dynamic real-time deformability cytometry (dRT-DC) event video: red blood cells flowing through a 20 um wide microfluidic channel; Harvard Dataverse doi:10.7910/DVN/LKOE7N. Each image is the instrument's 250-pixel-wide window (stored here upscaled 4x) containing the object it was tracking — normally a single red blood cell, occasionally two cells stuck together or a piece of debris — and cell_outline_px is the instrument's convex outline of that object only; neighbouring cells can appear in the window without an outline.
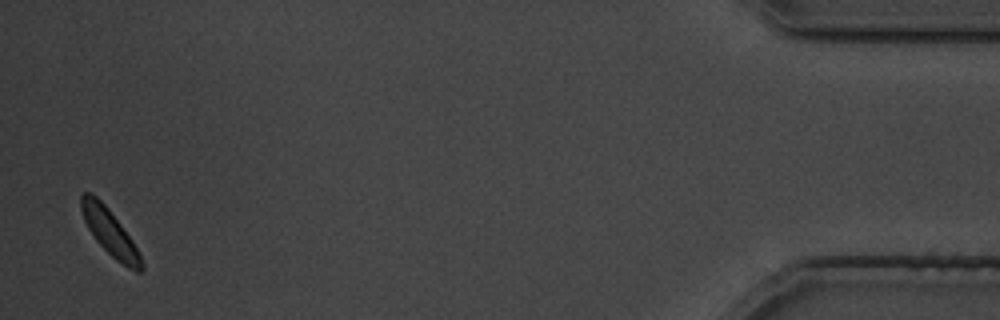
{"species": "common noctule bat (a hibernating species)", "species_latin": "Nyctalus noctula", "temperature_condition": "cold", "stored_images_in_passage": 29, "camera_frame_rate_fps": 3000, "um_per_image_px": 0.085, "animal": {"sex": "male", "body_mass_g": 19.5, "forearm_length_mm": 54.6}, "frame": {"image": 1, "passage_image": 29, "time_ms": 34.667, "image_size_px": [1000, 320], "cell_outline_px": [[144, 268], [140, 272], [136, 272], [128, 268], [116, 260], [96, 240], [88, 228], [84, 220], [80, 208], [80, 196], [84, 192], [88, 192], [96, 196], [104, 204], [120, 224], [136, 248], [144, 264]], "centroid_in_image_um": [9.31, 19.75], "position_along_channel_um": 425.9, "area_um2": 15.72}}